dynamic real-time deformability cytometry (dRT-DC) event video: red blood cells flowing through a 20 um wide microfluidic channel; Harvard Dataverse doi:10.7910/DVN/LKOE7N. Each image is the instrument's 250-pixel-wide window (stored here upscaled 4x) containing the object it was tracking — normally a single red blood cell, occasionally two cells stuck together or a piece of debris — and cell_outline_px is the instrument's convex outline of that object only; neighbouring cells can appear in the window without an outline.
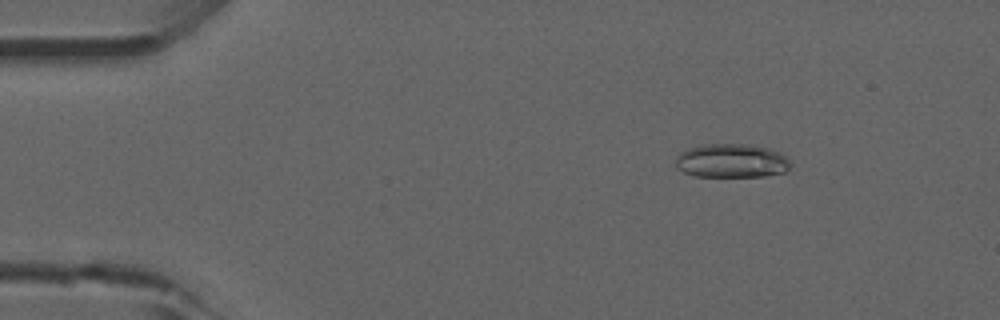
{"species": "common noctule bat (a hibernating species)", "species_latin": "Nyctalus noctula", "temperature_condition": "room temperature", "stored_images_in_passage": 53, "camera_frame_rate_fps": 3000, "um_per_image_px": 0.085, "animal": {"sex": "male", "forearm_length_mm": 52.5}, "frame": {"image": 1, "passage_image": 8, "time_ms": 2.333, "image_size_px": [1000, 320], "cell_outline_px": [[792, 164], [784, 172], [764, 176], [692, 176], [676, 168], [676, 156], [680, 152], [688, 148], [704, 144], [748, 144], [768, 148], [784, 156]], "centroid_in_image_um": [62.13, 13.67], "position_along_channel_um": 22.9, "area_um2": 22.6}}
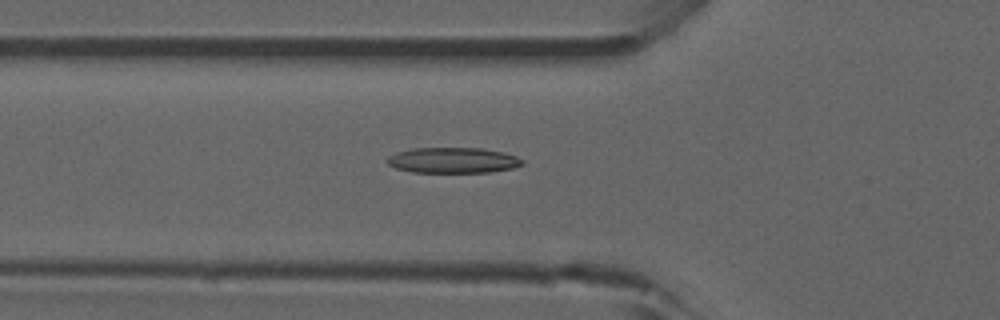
{"frame": {"image": 2, "passage_image": 19, "time_ms": 6.0, "image_size_px": [1000, 320], "cell_outline_px": [[524, 164], [512, 168], [488, 172], [412, 172], [396, 168], [388, 164], [388, 156], [396, 152], [412, 148], [480, 148], [504, 152], [516, 156], [524, 160]], "centroid_in_image_um": [38.51, 13.62], "position_along_channel_um": 87.3, "area_um2": 20.11}}
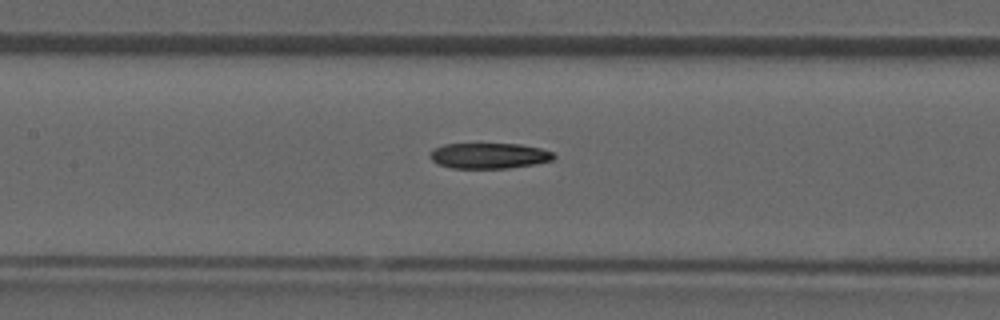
{"frame": {"image": 3, "passage_image": 25, "time_ms": 8.0, "image_size_px": [1000, 320], "cell_outline_px": [[556, 156], [552, 160], [536, 164], [508, 168], [452, 168], [436, 164], [432, 160], [432, 148], [444, 144], [520, 144], [540, 148], [552, 152]], "centroid_in_image_um": [41.58, 13.24], "position_along_channel_um": 165.8, "area_um2": 18.44}}